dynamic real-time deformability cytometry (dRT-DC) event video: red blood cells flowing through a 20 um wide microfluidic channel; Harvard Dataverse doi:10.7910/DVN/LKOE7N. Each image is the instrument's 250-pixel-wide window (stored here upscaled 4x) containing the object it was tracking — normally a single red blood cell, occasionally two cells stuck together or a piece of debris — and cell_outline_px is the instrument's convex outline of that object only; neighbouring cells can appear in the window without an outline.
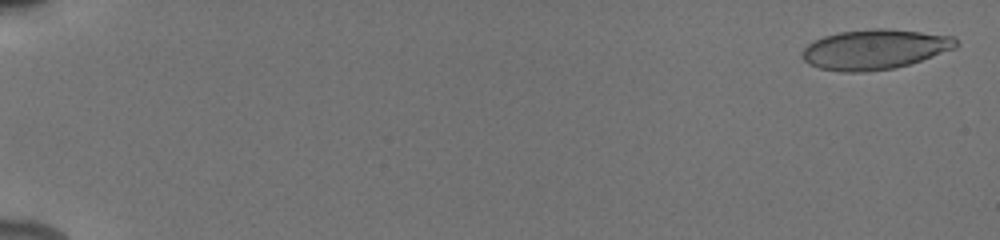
{"species": "human", "species_latin": "Homo sapiens", "temperature_condition": "cold", "stored_images_in_passage": 54, "camera_frame_rate_fps": 3000, "um_per_image_px": 0.085, "donor": {"sex": "male"}, "frame": {"image": 1, "passage_image": 2, "time_ms": 0.333, "image_size_px": [1000, 240], "cell_outline_px": [[960, 44], [956, 48], [908, 64], [892, 68], [864, 72], [840, 72], [820, 68], [808, 64], [800, 56], [800, 52], [812, 40], [824, 36], [840, 32], [872, 28], [888, 28], [956, 36]], "centroid_in_image_um": [74.34, 4.18], "position_along_channel_um": 10.7, "area_um2": 36.07}}
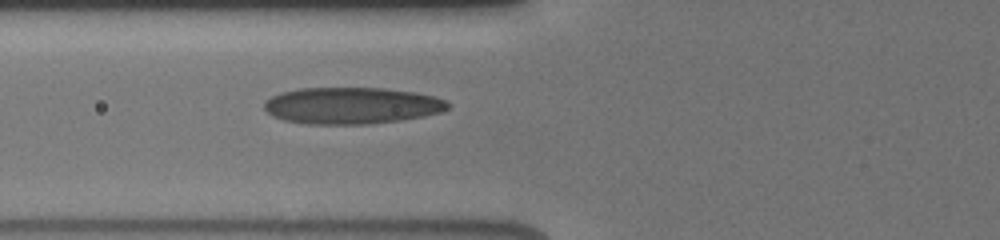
{"frame": {"image": 2, "passage_image": 23, "time_ms": 7.333, "image_size_px": [1000, 240], "cell_outline_px": [[448, 108], [440, 112], [424, 116], [400, 120], [368, 124], [308, 124], [284, 120], [272, 116], [264, 108], [264, 100], [280, 92], [300, 88], [384, 88], [416, 92], [432, 96], [444, 100], [448, 104]], "centroid_in_image_um": [29.85, 8.97], "position_along_channel_um": 96.0, "area_um2": 39.19}}
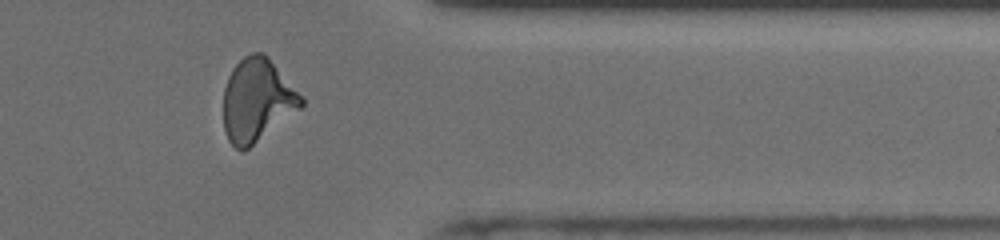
{"frame": {"image": 3, "passage_image": 46, "time_ms": 15.0, "image_size_px": [1000, 240], "cell_outline_px": [[304, 104], [300, 108], [244, 152], [240, 152], [228, 140], [224, 128], [224, 88], [228, 76], [232, 68], [244, 56], [252, 52], [264, 52], [268, 56], [304, 96]], "centroid_in_image_um": [21.86, 8.5], "position_along_channel_um": 389.5, "area_um2": 37.8}, "authors_computed_cell_mechanics": {"area_um2": 36.414, "velocity_mm_per_s": 3.9366, "shape_relaxation_time_tau1_ms": 8.3682, "shape_relaxation_time_tau2_ms": 1.4194, "deformation_change_tau1": 0.2753, "deformation_change_tau2": 0.1057}}